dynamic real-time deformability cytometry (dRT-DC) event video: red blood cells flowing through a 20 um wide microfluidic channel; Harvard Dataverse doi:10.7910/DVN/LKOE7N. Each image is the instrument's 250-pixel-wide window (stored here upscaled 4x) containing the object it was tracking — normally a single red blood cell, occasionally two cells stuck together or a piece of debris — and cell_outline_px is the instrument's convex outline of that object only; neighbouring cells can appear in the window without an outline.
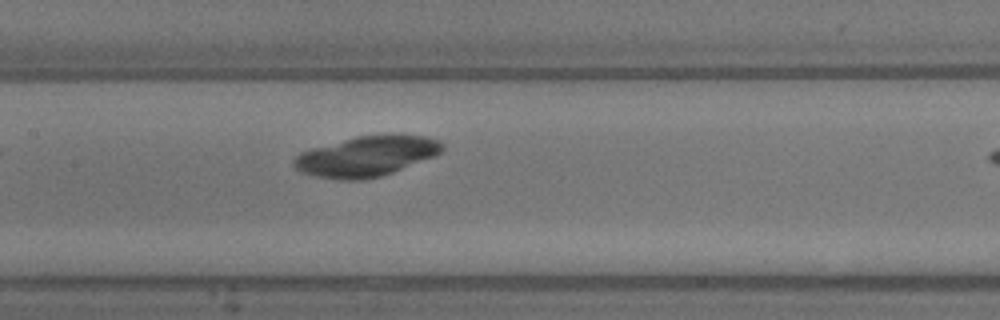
{"species": "common noctule bat (a hibernating species)", "species_latin": "Nyctalus noctula", "temperature_condition": "warm", "stored_images_in_passage": 5, "camera_frame_rate_fps": 3000, "um_per_image_px": 0.085, "animal": {"sex": "male", "body_mass_g": 13.3}, "frame": {"image": 1, "passage_image": 5, "time_ms": 1.333, "image_size_px": [1000, 320], "cell_outline_px": [[444, 148], [436, 156], [392, 172], [380, 176], [360, 180], [340, 180], [316, 176], [300, 172], [292, 164], [292, 160], [300, 152], [312, 148], [360, 136], [392, 132], [424, 136], [440, 140], [444, 144]], "centroid_in_image_um": [31.19, 13.26], "position_along_channel_um": 176.2, "area_um2": 35.14}}